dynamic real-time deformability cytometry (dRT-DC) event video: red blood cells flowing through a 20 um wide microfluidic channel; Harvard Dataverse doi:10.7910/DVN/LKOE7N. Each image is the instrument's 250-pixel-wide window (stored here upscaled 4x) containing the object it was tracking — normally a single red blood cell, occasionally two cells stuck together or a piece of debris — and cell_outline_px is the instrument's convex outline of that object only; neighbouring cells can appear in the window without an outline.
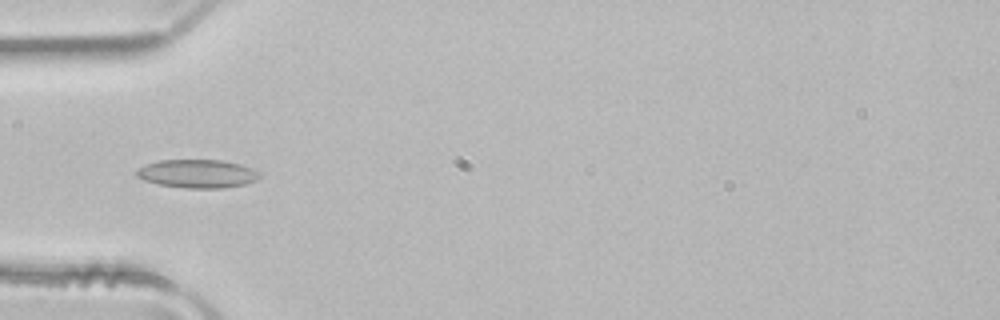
{"species": "common noctule bat (a hibernating species)", "species_latin": "Nyctalus noctula", "temperature_condition": "room temperature", "stored_images_in_passage": 3, "camera_frame_rate_fps": 3000, "um_per_image_px": 0.085, "animal": {"sex": "male", "body_mass_g": 21.5, "forearm_length_mm": 52.0}, "frame": {"image": 1, "passage_image": 3, "time_ms": 0.667, "image_size_px": [1000, 320], "cell_outline_px": [[260, 176], [256, 180], [244, 184], [220, 188], [184, 188], [160, 184], [144, 180], [136, 176], [136, 172], [140, 168], [148, 164], [160, 160], [220, 160], [240, 164], [252, 168], [260, 172]], "centroid_in_image_um": [16.8, 14.76], "position_along_channel_um": 68.2, "area_um2": 20.11}}